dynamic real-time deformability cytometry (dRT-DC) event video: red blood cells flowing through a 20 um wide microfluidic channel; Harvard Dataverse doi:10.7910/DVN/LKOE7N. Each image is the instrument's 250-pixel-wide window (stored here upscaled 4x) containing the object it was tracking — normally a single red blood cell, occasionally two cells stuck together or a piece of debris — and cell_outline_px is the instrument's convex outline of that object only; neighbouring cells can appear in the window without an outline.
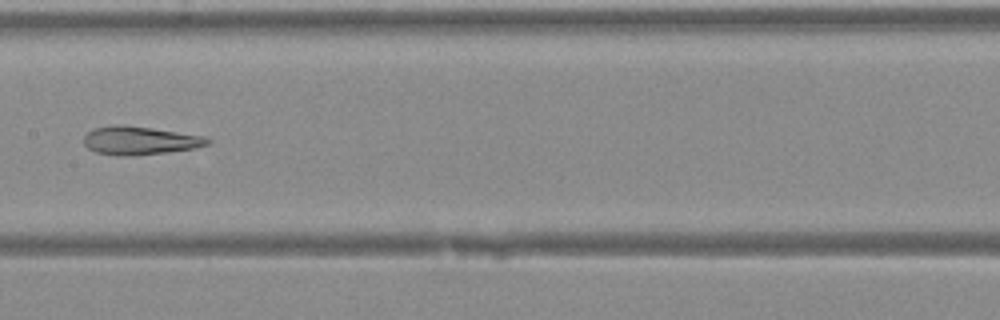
{"species": "Egyptian fruit bat (a non-hibernating species)", "species_latin": "Rousettus aegyptiacus", "temperature_condition": "warm", "stored_images_in_passage": 25, "camera_frame_rate_fps": 3000, "um_per_image_px": 0.085, "animal": {"sex": "female"}, "frame": {"image": 1, "passage_image": 9, "time_ms": 2.667, "image_size_px": [1000, 320], "cell_outline_px": [[212, 140], [208, 144], [196, 148], [132, 156], [116, 156], [96, 152], [88, 148], [84, 144], [84, 136], [88, 132], [96, 128], [152, 128], [204, 136]], "centroid_in_image_um": [11.94, 12.0], "position_along_channel_um": 195.5, "area_um2": 19.48}}
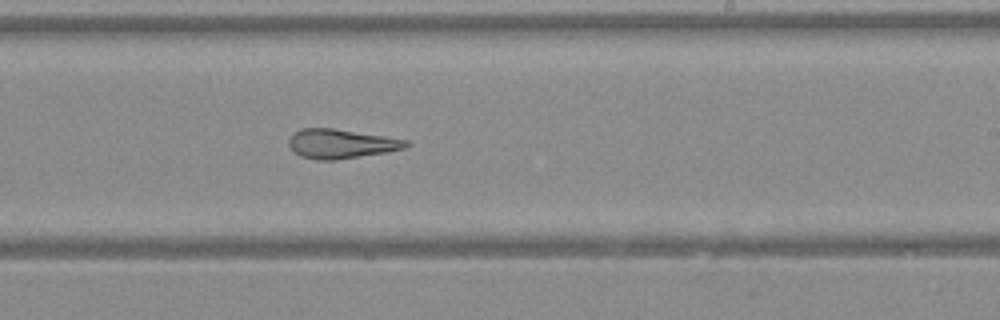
{"frame": {"image": 2, "passage_image": 13, "time_ms": 4.0, "image_size_px": [1000, 320], "cell_outline_px": [[412, 144], [404, 148], [388, 152], [336, 160], [316, 160], [300, 156], [288, 144], [288, 140], [300, 128], [332, 128], [408, 140]], "centroid_in_image_um": [29.01, 12.23], "position_along_channel_um": 260.0, "area_um2": 19.88}}
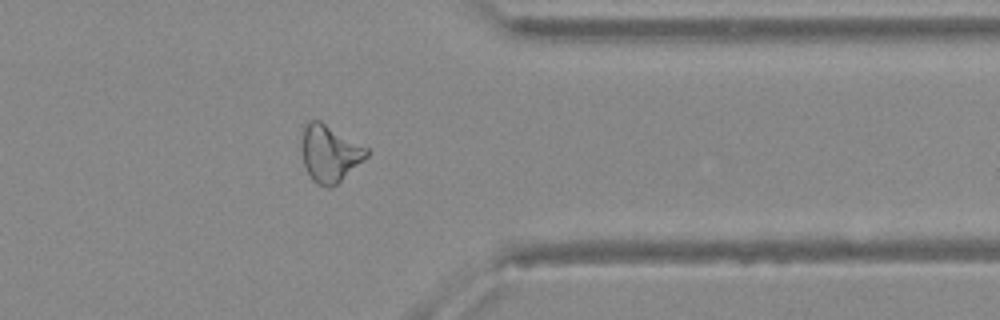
{"frame": {"image": 3, "passage_image": 21, "time_ms": 6.667, "image_size_px": [1000, 320], "cell_outline_px": [[368, 156], [332, 188], [328, 188], [316, 184], [312, 180], [304, 164], [300, 152], [300, 144], [304, 124], [308, 120], [320, 120], [368, 148]], "centroid_in_image_um": [27.98, 13.03], "position_along_channel_um": 383.4, "area_um2": 21.79}}